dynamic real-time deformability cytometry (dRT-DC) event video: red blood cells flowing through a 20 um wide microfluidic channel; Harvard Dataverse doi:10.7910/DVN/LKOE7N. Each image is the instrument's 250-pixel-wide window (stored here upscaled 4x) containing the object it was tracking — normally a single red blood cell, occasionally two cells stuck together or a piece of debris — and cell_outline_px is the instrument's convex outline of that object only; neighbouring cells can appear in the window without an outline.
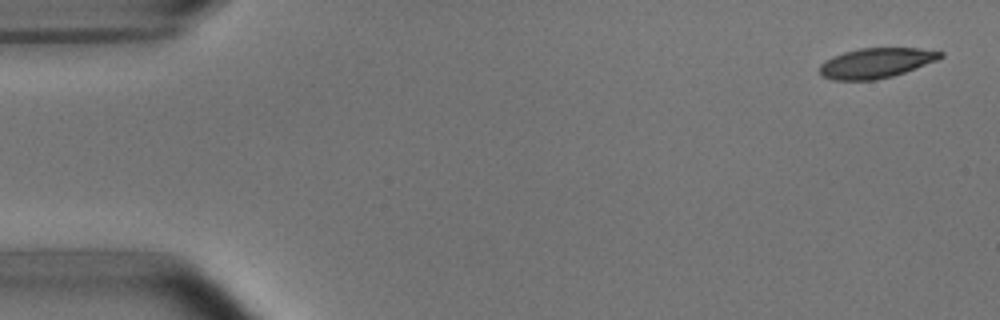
{"species": "common noctule bat (a hibernating species)", "species_latin": "Nyctalus noctula", "temperature_condition": "room temperature", "stored_images_in_passage": 6, "camera_frame_rate_fps": 3000, "um_per_image_px": 0.085, "animal": {"sex": "male", "body_mass_g": 15.6}, "frame": {"image": 1, "passage_image": 1, "time_ms": 0.0, "image_size_px": [1000, 320], "cell_outline_px": [[944, 56], [936, 60], [904, 72], [892, 76], [876, 80], [832, 80], [824, 76], [820, 72], [820, 64], [832, 56], [844, 52], [860, 48], [920, 48], [944, 52]], "centroid_in_image_um": [74.46, 5.35], "position_along_channel_um": 10.5, "area_um2": 20.98}}
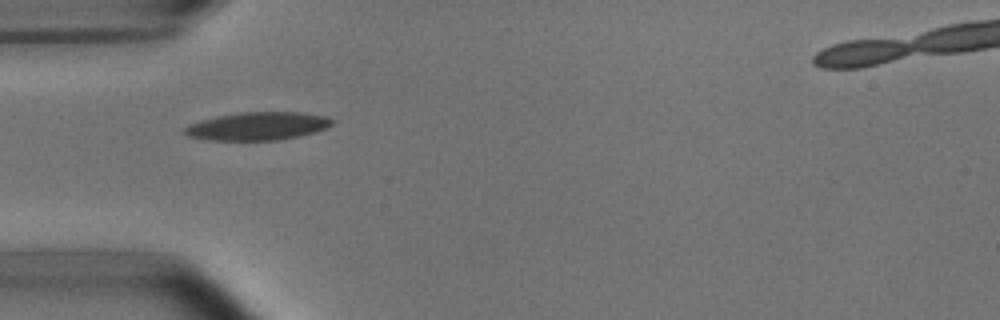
{"frame": {"image": 2, "passage_image": 5, "time_ms": 4.667, "image_size_px": [1000, 320], "cell_outline_px": [[332, 124], [328, 128], [316, 132], [300, 136], [280, 140], [208, 140], [188, 136], [184, 132], [184, 128], [188, 124], [200, 120], [240, 112], [300, 112], [324, 116], [332, 120]], "centroid_in_image_um": [21.9, 10.73], "position_along_channel_um": 63.1, "area_um2": 24.1}}